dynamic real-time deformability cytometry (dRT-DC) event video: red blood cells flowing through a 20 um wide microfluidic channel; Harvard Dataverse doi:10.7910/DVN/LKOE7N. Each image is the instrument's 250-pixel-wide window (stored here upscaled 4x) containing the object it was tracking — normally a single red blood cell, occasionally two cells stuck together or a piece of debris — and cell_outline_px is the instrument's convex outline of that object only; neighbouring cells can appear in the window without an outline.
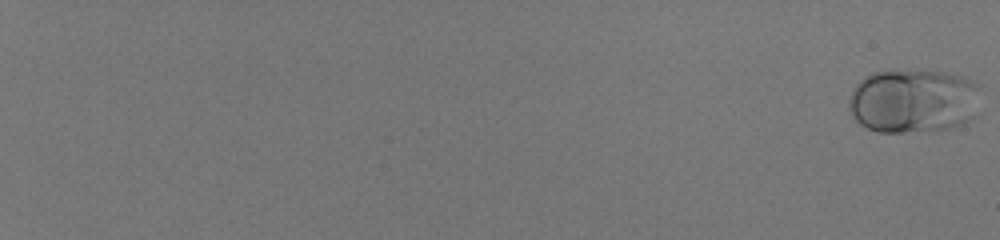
{"species": "human", "species_latin": "Homo sapiens", "temperature_condition": "room temperature", "stored_images_in_passage": 59, "camera_frame_rate_fps": 3000, "um_per_image_px": 0.085, "donor": {"sex": "male"}, "frame": {"image": 1, "passage_image": 1, "time_ms": 0.0, "image_size_px": [1000, 240], "cell_outline_px": [[976, 116], [964, 124], [956, 128], [900, 132], [876, 132], [860, 124], [852, 116], [848, 108], [848, 100], [856, 84], [864, 76], [872, 72], [944, 72], [964, 76], [976, 84]], "centroid_in_image_um": [77.6, 8.61], "position_along_channel_um": 7.4, "area_um2": 48.84}}
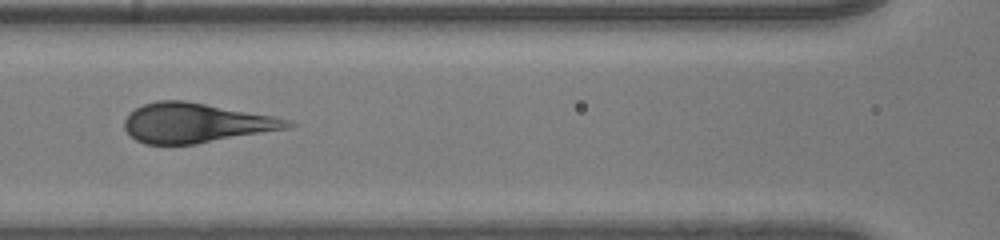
{"frame": {"image": 2, "passage_image": 34, "time_ms": 11.0, "image_size_px": [1000, 240], "cell_outline_px": [[296, 124], [288, 128], [196, 144], [144, 144], [136, 140], [124, 128], [124, 120], [128, 112], [144, 104], [156, 100], [184, 100], [272, 116], [288, 120]], "centroid_in_image_um": [16.58, 10.45], "position_along_channel_um": 150.0, "area_um2": 37.34}}
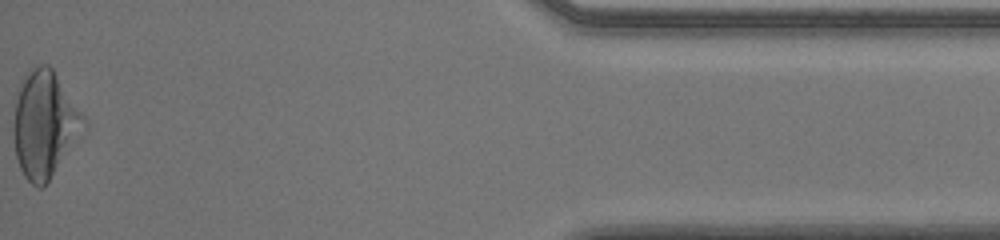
{"frame": {"image": 3, "passage_image": 59, "time_ms": 19.333, "image_size_px": [1000, 240], "cell_outline_px": [[88, 124], [44, 188], [36, 188], [24, 176], [20, 168], [16, 156], [12, 132], [12, 128], [16, 100], [20, 80], [32, 68], [40, 64], [48, 64], [52, 68], [88, 120]], "centroid_in_image_um": [3.79, 10.57], "position_along_channel_um": 431.4, "area_um2": 43.87}}